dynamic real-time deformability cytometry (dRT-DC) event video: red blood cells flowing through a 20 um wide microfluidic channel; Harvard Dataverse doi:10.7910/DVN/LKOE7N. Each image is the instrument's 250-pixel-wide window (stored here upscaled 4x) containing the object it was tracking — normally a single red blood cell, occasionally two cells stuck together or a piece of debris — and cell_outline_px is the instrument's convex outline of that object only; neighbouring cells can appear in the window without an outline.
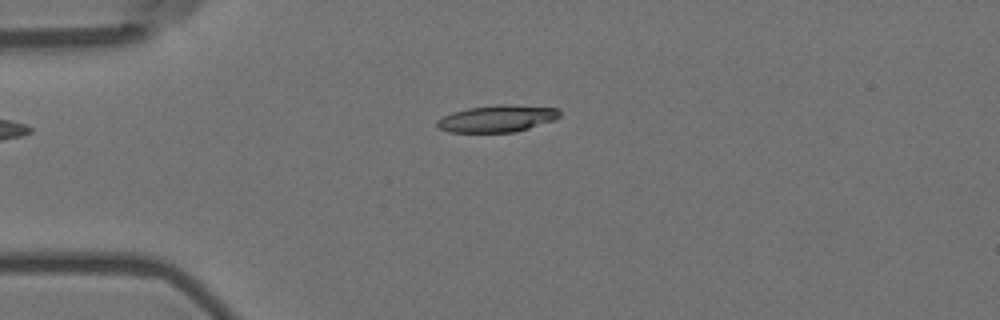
{"species": "Egyptian fruit bat (a non-hibernating species)", "species_latin": "Rousettus aegyptiacus", "temperature_condition": "room temperature", "stored_images_in_passage": 2, "camera_frame_rate_fps": 3000, "um_per_image_px": 0.085, "animal": {"sex": "female"}, "frame": {"image": 1, "passage_image": 2, "time_ms": 0.333, "image_size_px": [1000, 320], "cell_outline_px": [[560, 116], [556, 120], [516, 132], [448, 132], [440, 128], [436, 124], [436, 120], [452, 112], [468, 108], [496, 104], [508, 104], [560, 108]], "centroid_in_image_um": [42.3, 10.07], "position_along_channel_um": 42.7, "area_um2": 19.42}}